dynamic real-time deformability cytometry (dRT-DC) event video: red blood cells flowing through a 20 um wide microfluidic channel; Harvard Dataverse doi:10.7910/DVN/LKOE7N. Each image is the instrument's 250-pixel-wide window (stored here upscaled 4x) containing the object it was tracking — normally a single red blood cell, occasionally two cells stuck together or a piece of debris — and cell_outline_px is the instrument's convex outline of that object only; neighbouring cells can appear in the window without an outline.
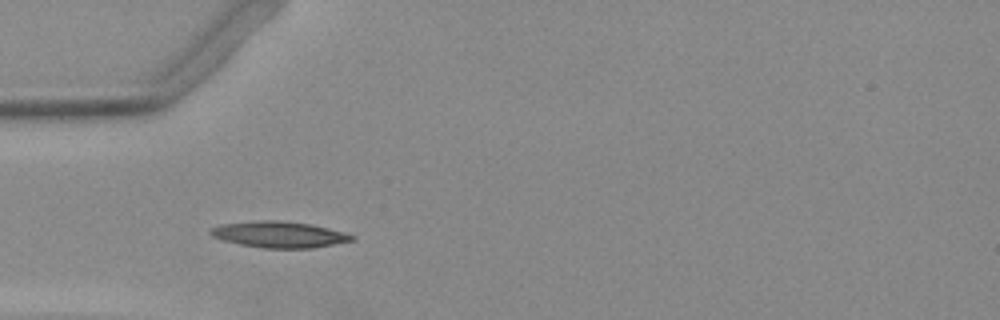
{"species": "Egyptian fruit bat (a non-hibernating species)", "species_latin": "Rousettus aegyptiacus", "temperature_condition": "warm", "stored_images_in_passage": 37, "camera_frame_rate_fps": 3000, "um_per_image_px": 0.085, "animal": {"sex": "female"}, "frame": {"image": 1, "passage_image": 1, "time_ms": 0.0, "image_size_px": [1000, 320], "cell_outline_px": [[356, 240], [312, 248], [264, 248], [240, 244], [224, 240], [212, 236], [208, 232], [212, 228], [224, 224], [260, 220], [276, 220], [308, 224], [328, 228], [344, 232], [356, 236]], "centroid_in_image_um": [23.77, 19.94], "position_along_channel_um": 61.2, "area_um2": 21.33}}
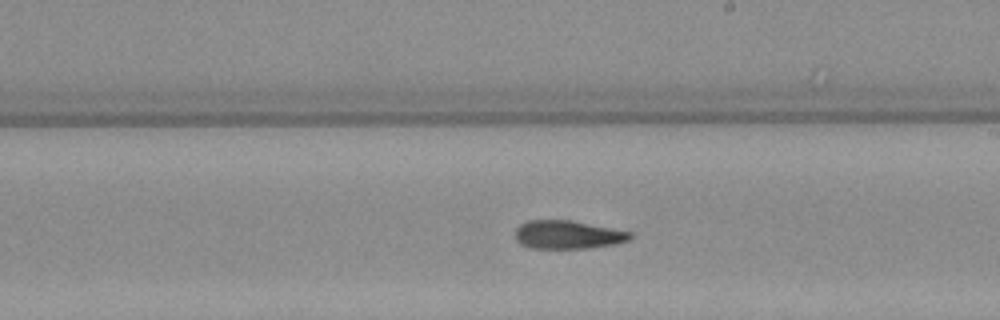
{"frame": {"image": 2, "passage_image": 15, "time_ms": 4.667, "image_size_px": [1000, 320], "cell_outline_px": [[632, 236], [628, 240], [612, 244], [588, 248], [532, 248], [520, 244], [516, 240], [516, 228], [520, 224], [528, 220], [572, 220], [632, 232]], "centroid_in_image_um": [48.23, 19.94], "position_along_channel_um": 240.8, "area_um2": 18.9}}
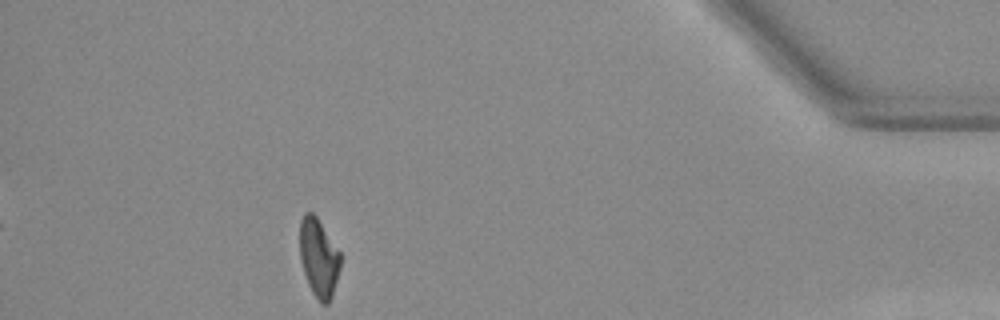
{"frame": {"image": 3, "passage_image": 32, "time_ms": 10.333, "image_size_px": [1000, 320], "cell_outline_px": [[340, 268], [332, 296], [328, 304], [320, 304], [312, 292], [308, 284], [300, 260], [300, 220], [304, 212], [312, 212], [316, 216], [340, 252]], "centroid_in_image_um": [27.08, 21.92], "position_along_channel_um": 408.1, "area_um2": 18.55}}